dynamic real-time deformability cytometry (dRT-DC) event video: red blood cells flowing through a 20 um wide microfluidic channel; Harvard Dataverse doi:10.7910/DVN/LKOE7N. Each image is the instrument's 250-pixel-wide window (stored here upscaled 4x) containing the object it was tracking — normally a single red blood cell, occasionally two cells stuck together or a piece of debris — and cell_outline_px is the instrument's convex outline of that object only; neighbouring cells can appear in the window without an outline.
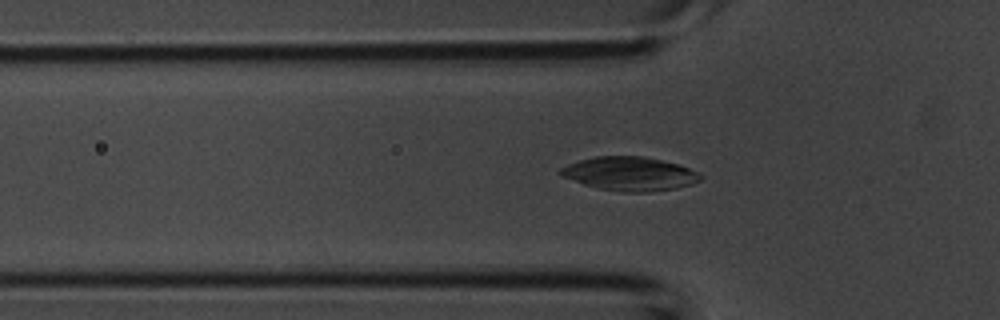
{"species": "common noctule bat (a hibernating species)", "species_latin": "Nyctalus noctula", "temperature_condition": "room temperature", "stored_images_in_passage": 44, "camera_frame_rate_fps": 3000, "um_per_image_px": 0.085, "animal": {"sex": "male", "body_mass_g": 20.1, "forearm_length_mm": 53.5}, "frame": {"image": 1, "passage_image": 14, "time_ms": 4.333, "image_size_px": [1000, 320], "cell_outline_px": [[704, 176], [700, 180], [692, 184], [676, 188], [648, 192], [624, 192], [600, 188], [584, 184], [560, 176], [560, 168], [568, 164], [580, 160], [596, 156], [644, 156], [680, 164], [700, 172]], "centroid_in_image_um": [53.57, 14.76], "position_along_channel_um": 72.2, "area_um2": 27.63}}
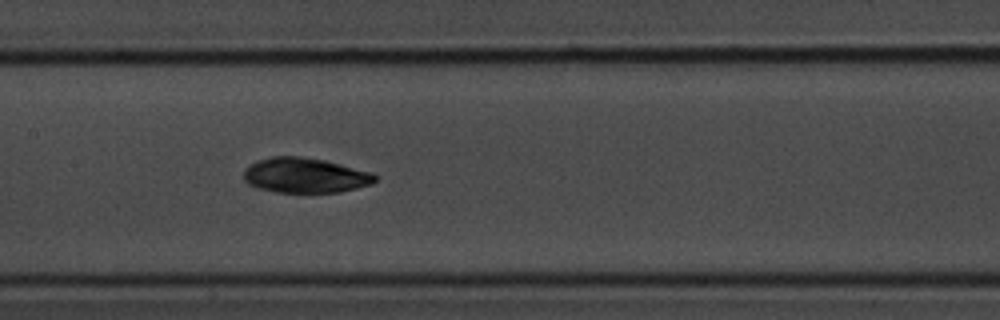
{"frame": {"image": 2, "passage_image": 21, "time_ms": 6.667, "image_size_px": [1000, 320], "cell_outline_px": [[380, 176], [372, 184], [340, 192], [276, 192], [256, 188], [248, 184], [244, 180], [244, 168], [248, 164], [256, 160], [272, 156], [300, 156], [324, 160], [372, 172]], "centroid_in_image_um": [25.91, 14.9], "position_along_channel_um": 181.5, "area_um2": 27.11}}
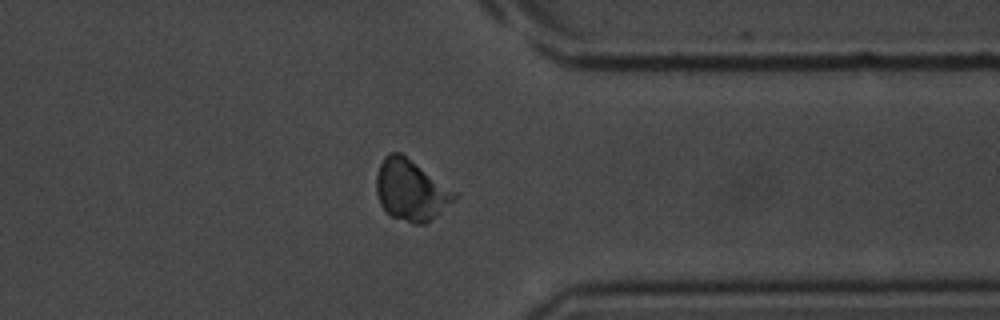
{"frame": {"image": 3, "passage_image": 34, "time_ms": 11.0, "image_size_px": [1000, 320], "cell_outline_px": [[460, 196], [456, 200], [436, 216], [424, 224], [412, 224], [392, 216], [380, 204], [376, 192], [376, 176], [380, 164], [384, 156], [388, 152], [400, 152], [460, 192]], "centroid_in_image_um": [34.98, 16.15], "position_along_channel_um": 376.4, "area_um2": 28.26}}